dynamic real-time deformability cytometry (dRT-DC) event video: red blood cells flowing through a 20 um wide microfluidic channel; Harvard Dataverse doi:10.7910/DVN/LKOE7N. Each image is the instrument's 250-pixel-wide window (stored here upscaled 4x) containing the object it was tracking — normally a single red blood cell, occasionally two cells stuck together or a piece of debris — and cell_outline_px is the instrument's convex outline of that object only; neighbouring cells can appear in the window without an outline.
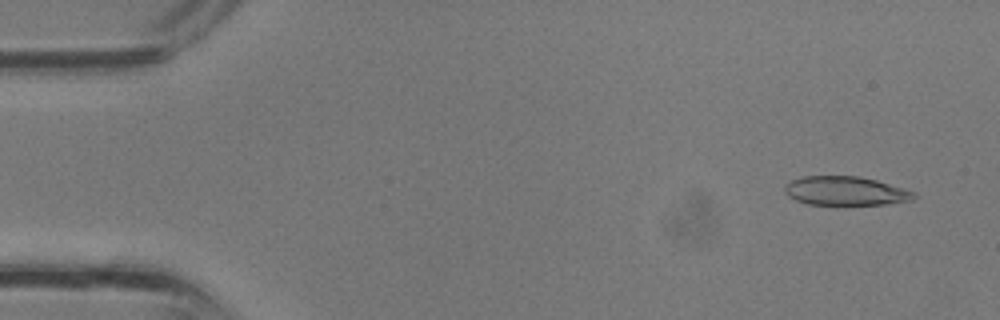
{"species": "common noctule bat (a hibernating species)", "species_latin": "Nyctalus noctula", "temperature_condition": "room temperature", "stored_images_in_passage": 35, "camera_frame_rate_fps": 3000, "um_per_image_px": 0.085, "animal": {"sex": "male", "body_mass_g": 13.3}, "frame": {"image": 1, "passage_image": 2, "time_ms": 0.333, "image_size_px": [1000, 320], "cell_outline_px": [[916, 196], [912, 200], [888, 204], [844, 208], [836, 208], [808, 204], [796, 200], [788, 196], [784, 192], [784, 188], [792, 180], [804, 176], [860, 176], [876, 180], [916, 192]], "centroid_in_image_um": [71.88, 16.29], "position_along_channel_um": 13.1, "area_um2": 22.89}}
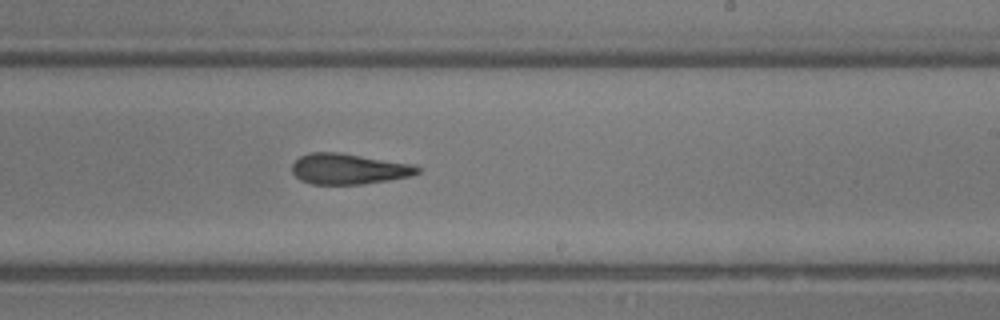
{"frame": {"image": 2, "passage_image": 21, "time_ms": 6.667, "image_size_px": [1000, 320], "cell_outline_px": [[420, 172], [412, 176], [388, 180], [360, 184], [312, 184], [300, 180], [292, 172], [292, 164], [300, 156], [308, 152], [340, 152], [412, 164], [420, 168]], "centroid_in_image_um": [29.62, 14.35], "position_along_channel_um": 259.4, "area_um2": 22.43}}
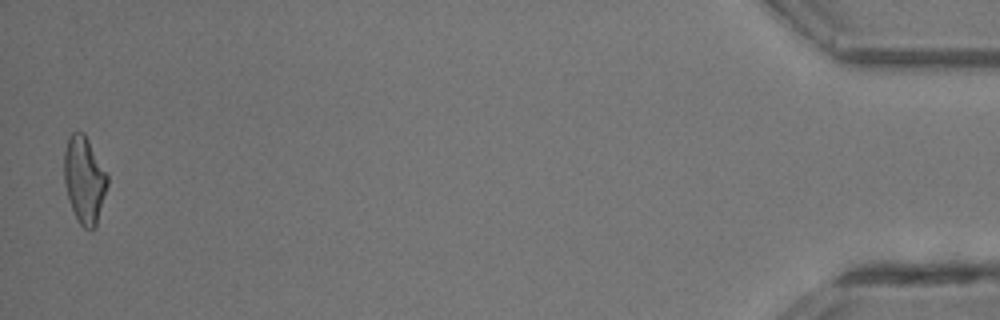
{"frame": {"image": 3, "passage_image": 35, "time_ms": 11.333, "image_size_px": [1000, 320], "cell_outline_px": [[108, 184], [96, 228], [84, 228], [80, 224], [72, 208], [64, 184], [64, 152], [68, 136], [72, 132], [84, 132], [108, 176]], "centroid_in_image_um": [7.16, 15.27], "position_along_channel_um": 428.0, "area_um2": 21.79}}